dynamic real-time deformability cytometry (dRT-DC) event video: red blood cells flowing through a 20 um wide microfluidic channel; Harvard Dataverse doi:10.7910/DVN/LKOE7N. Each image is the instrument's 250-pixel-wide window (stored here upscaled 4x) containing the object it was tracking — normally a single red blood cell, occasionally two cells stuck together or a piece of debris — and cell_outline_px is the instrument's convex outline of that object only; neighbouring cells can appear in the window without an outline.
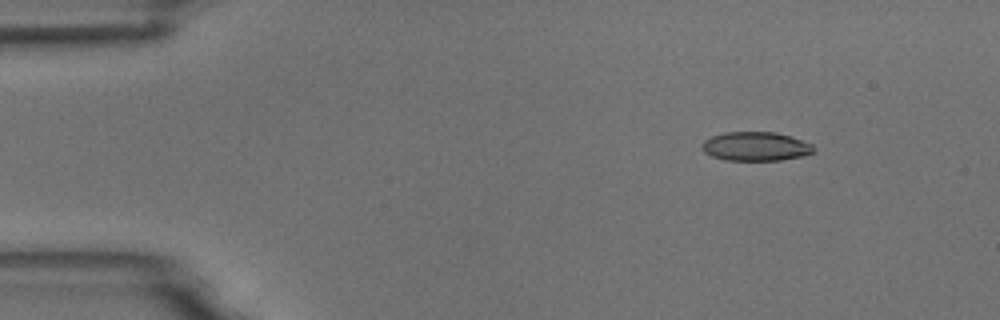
{"species": "common noctule bat (a hibernating species)", "species_latin": "Nyctalus noctula", "temperature_condition": "room temperature", "stored_images_in_passage": 6, "camera_frame_rate_fps": 3000, "um_per_image_px": 0.085, "animal": {"sex": "male", "body_mass_g": 18.8}, "frame": {"image": 1, "passage_image": 1, "time_ms": 0.0, "image_size_px": [1000, 320], "cell_outline_px": [[816, 148], [812, 152], [804, 156], [780, 160], [724, 160], [712, 156], [704, 152], [700, 148], [704, 140], [712, 136], [724, 132], [776, 132], [812, 144]], "centroid_in_image_um": [64.21, 12.45], "position_along_channel_um": 20.8, "area_um2": 18.84}}
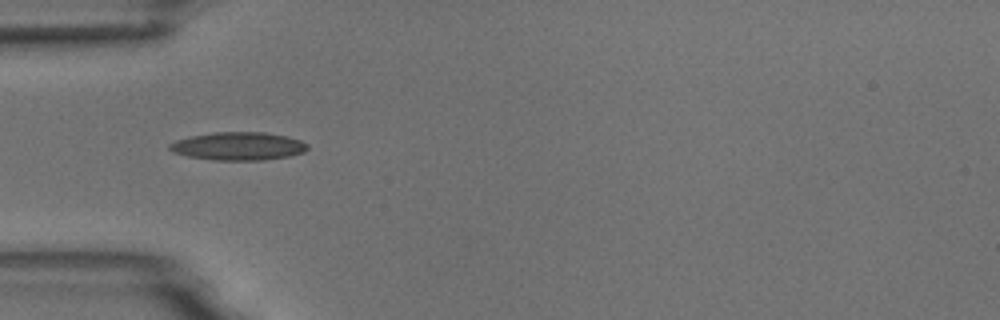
{"frame": {"image": 2, "passage_image": 4, "time_ms": 3.333, "image_size_px": [1000, 320], "cell_outline_px": [[308, 148], [304, 152], [288, 156], [264, 160], [212, 160], [188, 156], [172, 152], [168, 148], [168, 144], [176, 140], [192, 136], [216, 132], [264, 132], [288, 136], [300, 140], [308, 144]], "centroid_in_image_um": [20.26, 12.42], "position_along_channel_um": 64.7, "area_um2": 22.6}}